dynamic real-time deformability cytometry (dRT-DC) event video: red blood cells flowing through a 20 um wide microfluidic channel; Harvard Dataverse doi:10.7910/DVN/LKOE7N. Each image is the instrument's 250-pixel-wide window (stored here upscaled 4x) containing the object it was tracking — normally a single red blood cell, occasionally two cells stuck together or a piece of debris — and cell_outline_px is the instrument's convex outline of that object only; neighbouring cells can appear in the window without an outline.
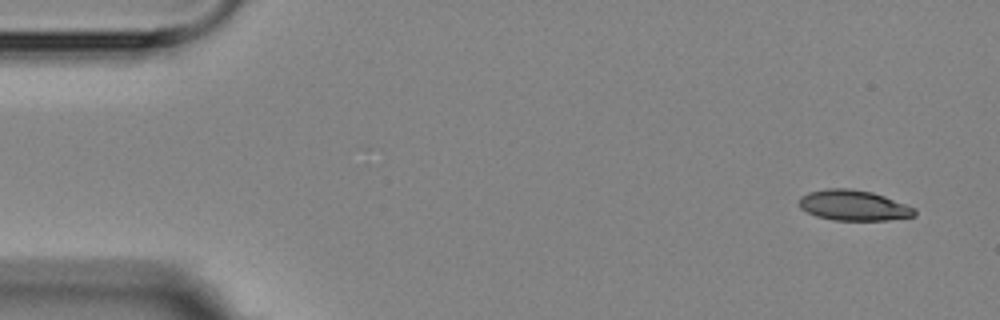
{"species": "Egyptian fruit bat (a non-hibernating species)", "species_latin": "Rousettus aegyptiacus", "temperature_condition": "room temperature", "stored_images_in_passage": 5, "camera_frame_rate_fps": 3000, "um_per_image_px": 0.085, "animal": {"sex": "female"}, "frame": {"image": 1, "passage_image": 1, "time_ms": 0.0, "image_size_px": [1000, 320], "cell_outline_px": [[916, 216], [888, 220], [832, 220], [816, 216], [800, 208], [800, 196], [808, 192], [824, 188], [848, 188], [872, 192], [884, 196], [916, 208]], "centroid_in_image_um": [72.56, 17.45], "position_along_channel_um": 12.4, "area_um2": 20.58}}
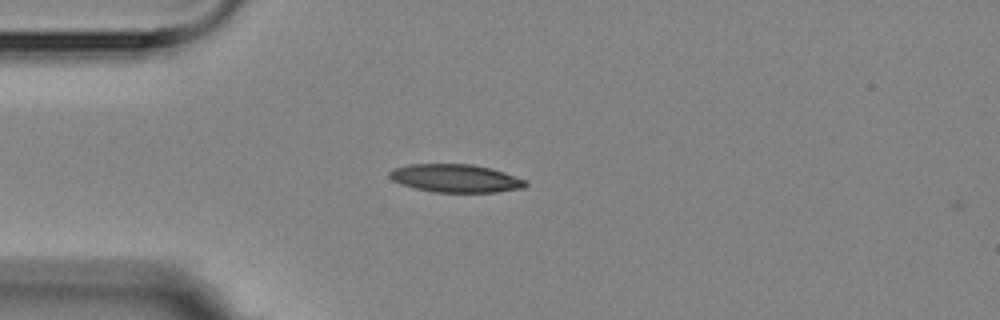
{"frame": {"image": 2, "passage_image": 4, "time_ms": 3.667, "image_size_px": [1000, 320], "cell_outline_px": [[528, 184], [524, 188], [496, 192], [436, 192], [416, 188], [400, 184], [392, 180], [388, 176], [388, 172], [396, 168], [408, 164], [472, 164], [504, 172], [524, 180]], "centroid_in_image_um": [38.7, 15.15], "position_along_channel_um": 46.3, "area_um2": 22.08}}